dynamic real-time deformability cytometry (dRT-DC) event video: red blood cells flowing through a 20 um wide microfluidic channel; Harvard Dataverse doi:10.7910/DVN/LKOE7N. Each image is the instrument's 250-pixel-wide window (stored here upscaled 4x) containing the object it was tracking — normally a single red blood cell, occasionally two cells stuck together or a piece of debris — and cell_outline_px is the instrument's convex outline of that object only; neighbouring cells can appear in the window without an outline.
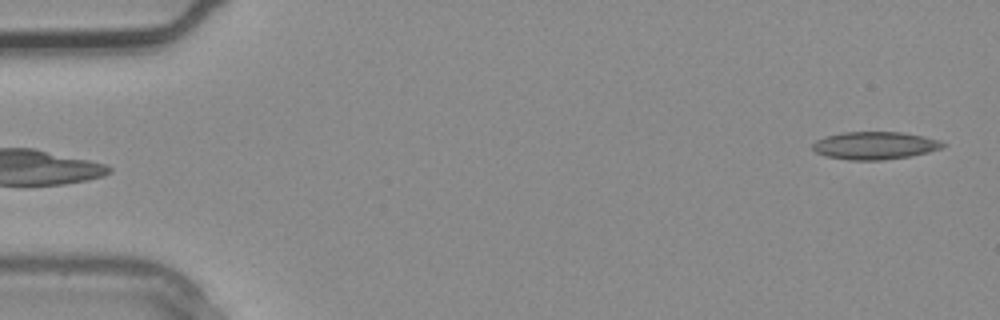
{"species": "common noctule bat (a hibernating species)", "species_latin": "Nyctalus noctula", "temperature_condition": "warm", "stored_images_in_passage": 2, "camera_frame_rate_fps": 3000, "um_per_image_px": 0.085, "animal": {"sex": "male", "body_mass_g": 20.4}, "frame": {"image": 1, "passage_image": 2, "time_ms": 0.333, "image_size_px": [1000, 320], "cell_outline_px": [[948, 144], [940, 148], [928, 152], [908, 156], [880, 160], [848, 160], [828, 156], [816, 152], [812, 148], [812, 144], [816, 140], [824, 136], [844, 132], [900, 132], [924, 136], [940, 140]], "centroid_in_image_um": [74.35, 12.36], "position_along_channel_um": 10.6, "area_um2": 20.92}}